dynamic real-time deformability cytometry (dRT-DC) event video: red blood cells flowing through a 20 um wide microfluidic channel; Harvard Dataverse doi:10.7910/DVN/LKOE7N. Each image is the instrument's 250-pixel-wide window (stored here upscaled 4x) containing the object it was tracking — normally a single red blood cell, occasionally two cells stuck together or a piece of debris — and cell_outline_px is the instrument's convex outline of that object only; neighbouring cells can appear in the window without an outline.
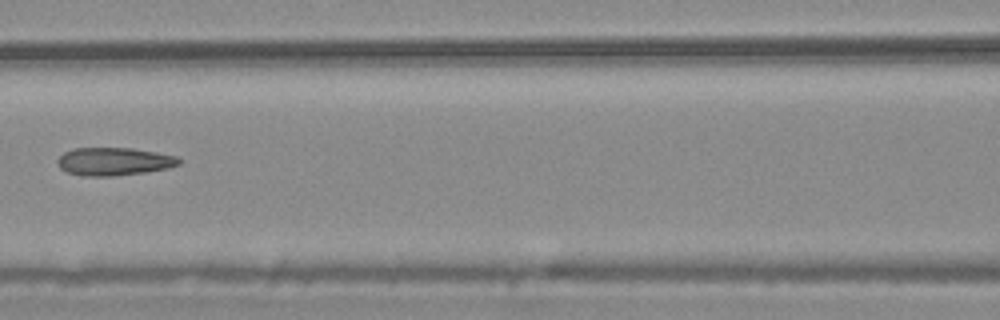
{"species": "common noctule bat (a hibernating species)", "species_latin": "Nyctalus noctula", "temperature_condition": "warm", "stored_images_in_passage": 9, "camera_frame_rate_fps": 3000, "um_per_image_px": 0.085, "animal": {"sex": "male", "body_mass_g": 20.4}, "frame": {"image": 1, "passage_image": 6, "time_ms": 1.667, "image_size_px": [1000, 320], "cell_outline_px": [[184, 160], [180, 164], [168, 168], [148, 172], [116, 176], [84, 176], [64, 172], [56, 164], [56, 160], [64, 152], [72, 148], [132, 148], [156, 152], [176, 156]], "centroid_in_image_um": [9.68, 13.73], "position_along_channel_um": 156.9, "area_um2": 20.17}}
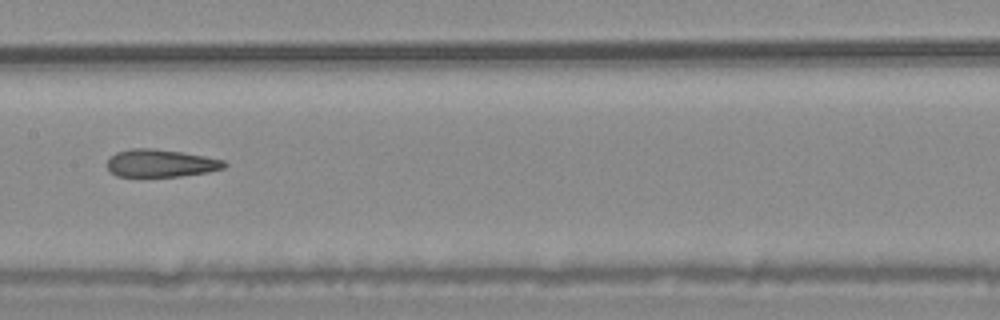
{"frame": {"image": 2, "passage_image": 7, "time_ms": 2.0, "image_size_px": [1000, 320], "cell_outline_px": [[228, 164], [224, 168], [208, 172], [180, 176], [116, 176], [108, 168], [108, 160], [116, 152], [132, 148], [152, 148], [180, 152], [204, 156], [224, 160]], "centroid_in_image_um": [13.68, 13.87], "position_along_channel_um": 193.7, "area_um2": 18.67}}
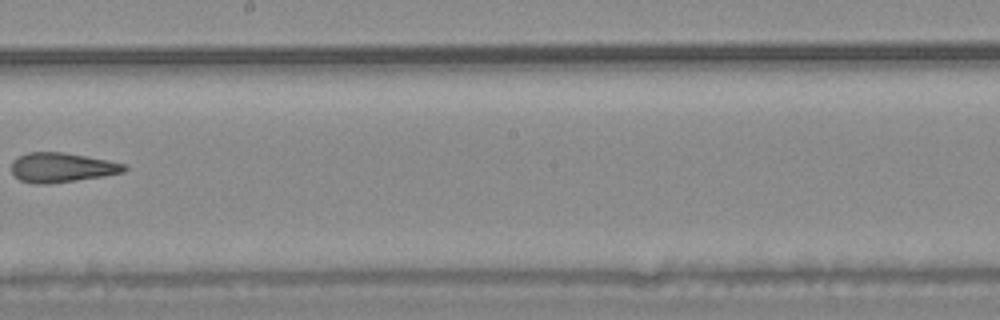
{"frame": {"image": 3, "passage_image": 8, "time_ms": 2.333, "image_size_px": [1000, 320], "cell_outline_px": [[128, 168], [124, 172], [104, 176], [76, 180], [44, 184], [36, 184], [20, 180], [12, 172], [12, 160], [28, 152], [64, 152], [108, 160], [128, 164]], "centroid_in_image_um": [5.29, 14.23], "position_along_channel_um": 242.9, "area_um2": 19.42}}